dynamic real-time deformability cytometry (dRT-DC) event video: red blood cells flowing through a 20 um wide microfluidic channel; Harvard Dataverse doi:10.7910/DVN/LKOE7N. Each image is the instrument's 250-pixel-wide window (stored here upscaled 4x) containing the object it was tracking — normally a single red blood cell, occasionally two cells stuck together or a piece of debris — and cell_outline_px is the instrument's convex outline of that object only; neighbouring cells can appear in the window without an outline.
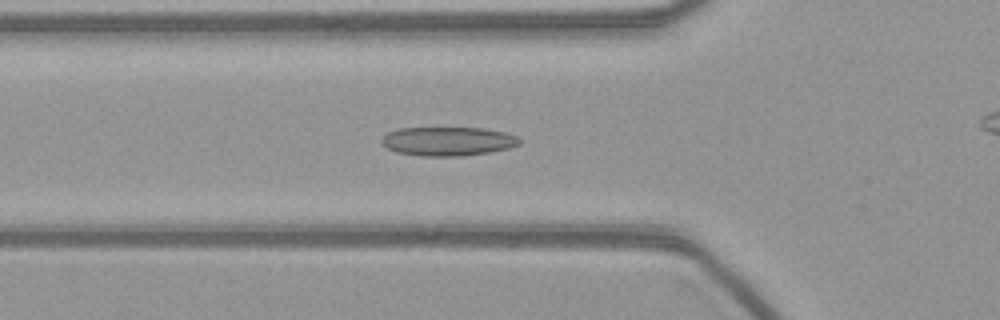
{"species": "common noctule bat (a hibernating species)", "species_latin": "Nyctalus noctula", "temperature_condition": "warm", "stored_images_in_passage": 41, "camera_frame_rate_fps": 3000, "um_per_image_px": 0.085, "animal": {"sex": "female", "body_mass_g": 21.9}, "frame": {"image": 1, "passage_image": 15, "time_ms": 4.667, "image_size_px": [1000, 320], "cell_outline_px": [[520, 144], [508, 148], [492, 152], [464, 156], [420, 156], [396, 152], [388, 148], [380, 140], [388, 132], [396, 128], [484, 128], [504, 132], [516, 136], [520, 140]], "centroid_in_image_um": [38.07, 12.01], "position_along_channel_um": 87.7, "area_um2": 23.29}}
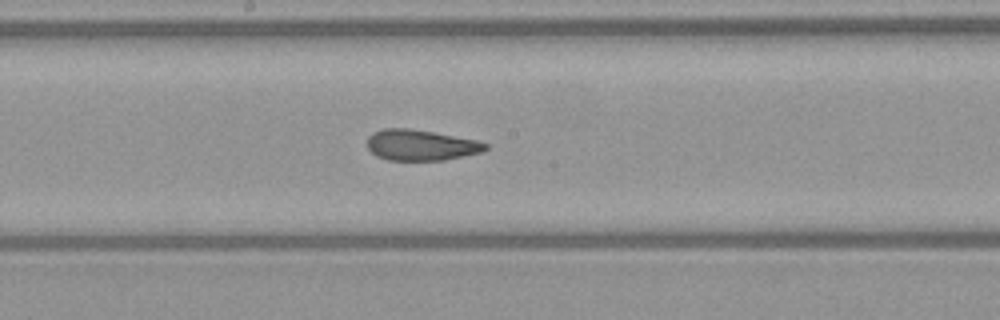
{"frame": {"image": 2, "passage_image": 25, "time_ms": 8.0, "image_size_px": [1000, 320], "cell_outline_px": [[488, 148], [484, 152], [444, 160], [388, 160], [376, 156], [368, 148], [368, 136], [372, 132], [384, 128], [408, 128], [432, 132], [476, 140], [488, 144]], "centroid_in_image_um": [35.77, 12.34], "position_along_channel_um": 212.4, "area_um2": 21.21}}
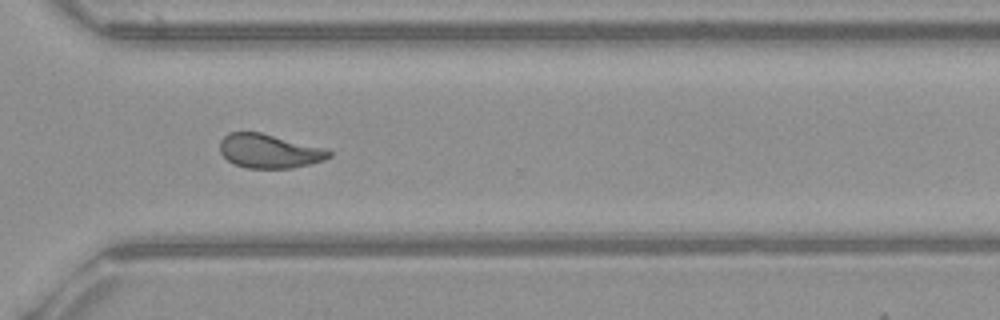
{"frame": {"image": 3, "passage_image": 36, "time_ms": 11.667, "image_size_px": [1000, 320], "cell_outline_px": [[332, 156], [324, 160], [292, 168], [248, 168], [236, 164], [228, 160], [220, 152], [220, 140], [228, 132], [260, 132], [328, 148], [332, 152]], "centroid_in_image_um": [22.92, 12.83], "position_along_channel_um": 347.7, "area_um2": 21.73}}